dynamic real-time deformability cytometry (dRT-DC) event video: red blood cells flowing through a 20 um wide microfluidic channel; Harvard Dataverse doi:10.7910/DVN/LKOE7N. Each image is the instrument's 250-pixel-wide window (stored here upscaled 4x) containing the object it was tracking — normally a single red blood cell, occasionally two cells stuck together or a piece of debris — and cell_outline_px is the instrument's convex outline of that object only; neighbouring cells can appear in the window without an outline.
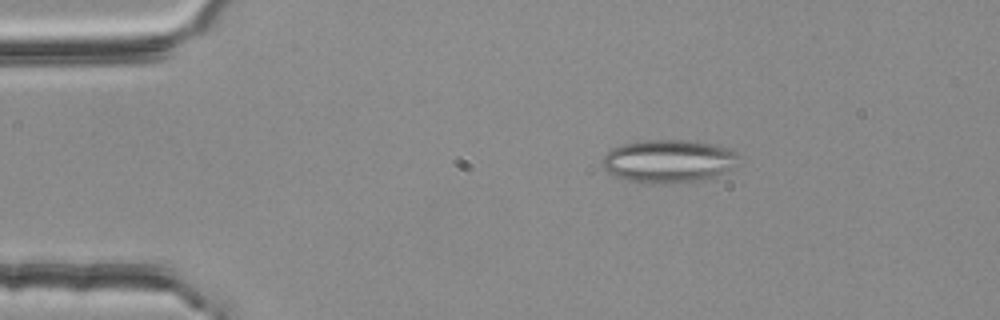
{"species": "common noctule bat (a hibernating species)", "species_latin": "Nyctalus noctula", "temperature_condition": "room temperature", "stored_images_in_passage": 45, "segment_of_instrument_passage": [1, 2], "camera_frame_rate_fps": 3000, "um_per_image_px": 0.085, "animal": {"sex": "female", "body_mass_g": 25.1}, "frame": {"image": 1, "passage_image": 1, "time_ms": 0.0, "image_size_px": [1000, 320], "cell_outline_px": [[740, 156], [732, 168], [712, 176], [680, 184], [644, 184], [628, 180], [616, 176], [608, 172], [600, 164], [604, 156], [612, 148], [620, 144], [648, 140], [688, 140], [716, 144], [732, 148]], "centroid_in_image_um": [56.81, 13.69], "position_along_channel_um": 28.2, "area_um2": 34.51}}